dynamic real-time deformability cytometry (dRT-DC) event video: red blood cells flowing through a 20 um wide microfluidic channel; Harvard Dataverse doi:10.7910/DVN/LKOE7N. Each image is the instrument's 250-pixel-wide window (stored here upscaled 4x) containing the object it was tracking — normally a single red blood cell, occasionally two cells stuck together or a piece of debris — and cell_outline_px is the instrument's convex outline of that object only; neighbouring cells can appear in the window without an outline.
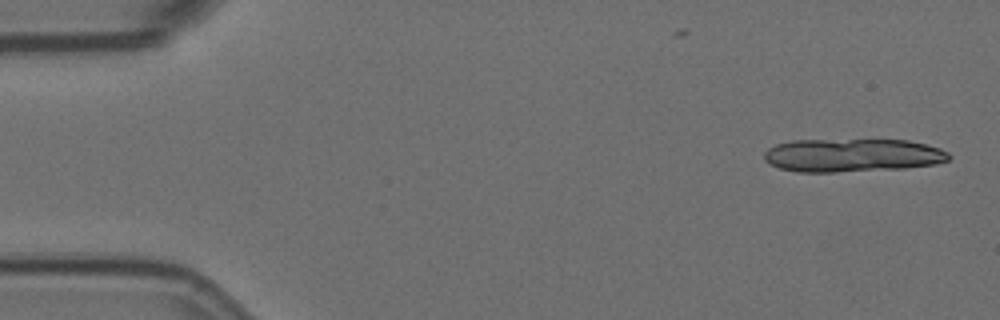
{"species": "Egyptian fruit bat (a non-hibernating species)", "species_latin": "Rousettus aegyptiacus", "temperature_condition": "room temperature", "stored_images_in_passage": 3, "camera_frame_rate_fps": 3000, "um_per_image_px": 0.085, "animal": {"sex": "female"}, "frame": {"image": 1, "passage_image": 1, "time_ms": 0.0, "image_size_px": [1000, 320], "cell_outline_px": [[952, 156], [948, 160], [936, 164], [904, 168], [836, 172], [796, 172], [780, 168], [768, 164], [764, 160], [764, 152], [768, 148], [776, 144], [792, 140], [908, 140], [940, 148], [948, 152]], "centroid_in_image_um": [72.43, 13.2], "position_along_channel_um": 12.6, "area_um2": 36.01}}